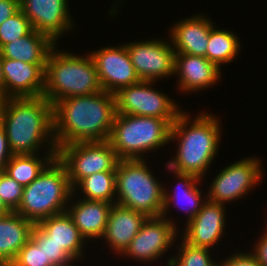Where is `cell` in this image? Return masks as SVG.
<instances>
[{"instance_id":"cell-1","label":"cell","mask_w":267,"mask_h":266,"mask_svg":"<svg viewBox=\"0 0 267 266\" xmlns=\"http://www.w3.org/2000/svg\"><path fill=\"white\" fill-rule=\"evenodd\" d=\"M116 114L115 95L103 90L54 103L53 133L57 150L72 143L108 140Z\"/></svg>"},{"instance_id":"cell-2","label":"cell","mask_w":267,"mask_h":266,"mask_svg":"<svg viewBox=\"0 0 267 266\" xmlns=\"http://www.w3.org/2000/svg\"><path fill=\"white\" fill-rule=\"evenodd\" d=\"M191 117L181 111L171 126L170 142L177 140L178 148L174 159L166 164L168 171L191 174L203 179L217 154L221 129L218 118L200 113L190 123Z\"/></svg>"},{"instance_id":"cell-3","label":"cell","mask_w":267,"mask_h":266,"mask_svg":"<svg viewBox=\"0 0 267 266\" xmlns=\"http://www.w3.org/2000/svg\"><path fill=\"white\" fill-rule=\"evenodd\" d=\"M0 125L13 155L37 154L45 142L48 151H57L53 105L43 96L8 98Z\"/></svg>"},{"instance_id":"cell-4","label":"cell","mask_w":267,"mask_h":266,"mask_svg":"<svg viewBox=\"0 0 267 266\" xmlns=\"http://www.w3.org/2000/svg\"><path fill=\"white\" fill-rule=\"evenodd\" d=\"M56 47L51 49L47 58L43 97L53 105L62 99L102 91L90 54L85 57L63 51L60 53L56 52Z\"/></svg>"},{"instance_id":"cell-5","label":"cell","mask_w":267,"mask_h":266,"mask_svg":"<svg viewBox=\"0 0 267 266\" xmlns=\"http://www.w3.org/2000/svg\"><path fill=\"white\" fill-rule=\"evenodd\" d=\"M73 196L66 167L56 156L35 180L23 187L22 200L15 212L36 224L65 212Z\"/></svg>"},{"instance_id":"cell-6","label":"cell","mask_w":267,"mask_h":266,"mask_svg":"<svg viewBox=\"0 0 267 266\" xmlns=\"http://www.w3.org/2000/svg\"><path fill=\"white\" fill-rule=\"evenodd\" d=\"M171 126L165 119L117 113L108 141L120 160L145 159L144 153L170 143Z\"/></svg>"},{"instance_id":"cell-7","label":"cell","mask_w":267,"mask_h":266,"mask_svg":"<svg viewBox=\"0 0 267 266\" xmlns=\"http://www.w3.org/2000/svg\"><path fill=\"white\" fill-rule=\"evenodd\" d=\"M146 159L120 160L116 168V203L158 217L163 211L164 185L158 182Z\"/></svg>"},{"instance_id":"cell-8","label":"cell","mask_w":267,"mask_h":266,"mask_svg":"<svg viewBox=\"0 0 267 266\" xmlns=\"http://www.w3.org/2000/svg\"><path fill=\"white\" fill-rule=\"evenodd\" d=\"M67 170L71 187L97 172L116 171L120 161L108 140L67 144L57 150Z\"/></svg>"},{"instance_id":"cell-9","label":"cell","mask_w":267,"mask_h":266,"mask_svg":"<svg viewBox=\"0 0 267 266\" xmlns=\"http://www.w3.org/2000/svg\"><path fill=\"white\" fill-rule=\"evenodd\" d=\"M153 83V81H140L119 89L114 94L116 112L165 119L172 125L182 110L173 99L154 90Z\"/></svg>"},{"instance_id":"cell-10","label":"cell","mask_w":267,"mask_h":266,"mask_svg":"<svg viewBox=\"0 0 267 266\" xmlns=\"http://www.w3.org/2000/svg\"><path fill=\"white\" fill-rule=\"evenodd\" d=\"M260 161L251 157L228 165L213 178L208 194L204 197L219 204L243 198L263 178Z\"/></svg>"},{"instance_id":"cell-11","label":"cell","mask_w":267,"mask_h":266,"mask_svg":"<svg viewBox=\"0 0 267 266\" xmlns=\"http://www.w3.org/2000/svg\"><path fill=\"white\" fill-rule=\"evenodd\" d=\"M171 44V41L165 43L161 39L125 44L141 81L156 82L159 78L175 75V50Z\"/></svg>"},{"instance_id":"cell-12","label":"cell","mask_w":267,"mask_h":266,"mask_svg":"<svg viewBox=\"0 0 267 266\" xmlns=\"http://www.w3.org/2000/svg\"><path fill=\"white\" fill-rule=\"evenodd\" d=\"M162 216L148 217L139 232L121 254L144 262L155 261L166 252L178 235L175 223Z\"/></svg>"},{"instance_id":"cell-13","label":"cell","mask_w":267,"mask_h":266,"mask_svg":"<svg viewBox=\"0 0 267 266\" xmlns=\"http://www.w3.org/2000/svg\"><path fill=\"white\" fill-rule=\"evenodd\" d=\"M95 63L103 91L115 94L119 89L140 82L125 44L102 47L89 53Z\"/></svg>"},{"instance_id":"cell-14","label":"cell","mask_w":267,"mask_h":266,"mask_svg":"<svg viewBox=\"0 0 267 266\" xmlns=\"http://www.w3.org/2000/svg\"><path fill=\"white\" fill-rule=\"evenodd\" d=\"M20 9L34 30L46 34L55 43L74 27L67 0H20Z\"/></svg>"},{"instance_id":"cell-15","label":"cell","mask_w":267,"mask_h":266,"mask_svg":"<svg viewBox=\"0 0 267 266\" xmlns=\"http://www.w3.org/2000/svg\"><path fill=\"white\" fill-rule=\"evenodd\" d=\"M46 63H24L2 57L4 93L8 98L43 96Z\"/></svg>"},{"instance_id":"cell-16","label":"cell","mask_w":267,"mask_h":266,"mask_svg":"<svg viewBox=\"0 0 267 266\" xmlns=\"http://www.w3.org/2000/svg\"><path fill=\"white\" fill-rule=\"evenodd\" d=\"M225 209L224 204L206 200L197 215L186 223L181 239L195 247L210 249L217 245L225 231Z\"/></svg>"},{"instance_id":"cell-17","label":"cell","mask_w":267,"mask_h":266,"mask_svg":"<svg viewBox=\"0 0 267 266\" xmlns=\"http://www.w3.org/2000/svg\"><path fill=\"white\" fill-rule=\"evenodd\" d=\"M220 70L206 57L175 53V74L179 78L177 86L184 93L213 86L221 77Z\"/></svg>"},{"instance_id":"cell-18","label":"cell","mask_w":267,"mask_h":266,"mask_svg":"<svg viewBox=\"0 0 267 266\" xmlns=\"http://www.w3.org/2000/svg\"><path fill=\"white\" fill-rule=\"evenodd\" d=\"M203 15H194L178 21L169 32L175 53L206 57L209 32L213 21Z\"/></svg>"},{"instance_id":"cell-19","label":"cell","mask_w":267,"mask_h":266,"mask_svg":"<svg viewBox=\"0 0 267 266\" xmlns=\"http://www.w3.org/2000/svg\"><path fill=\"white\" fill-rule=\"evenodd\" d=\"M148 217L143 213L119 205H112L102 239L110 249L121 255L134 239Z\"/></svg>"},{"instance_id":"cell-20","label":"cell","mask_w":267,"mask_h":266,"mask_svg":"<svg viewBox=\"0 0 267 266\" xmlns=\"http://www.w3.org/2000/svg\"><path fill=\"white\" fill-rule=\"evenodd\" d=\"M113 203L105 201L80 199L67 207V212L86 240L102 238L106 229L108 216Z\"/></svg>"},{"instance_id":"cell-21","label":"cell","mask_w":267,"mask_h":266,"mask_svg":"<svg viewBox=\"0 0 267 266\" xmlns=\"http://www.w3.org/2000/svg\"><path fill=\"white\" fill-rule=\"evenodd\" d=\"M35 225L74 261L82 258L85 239L67 211L45 218Z\"/></svg>"},{"instance_id":"cell-22","label":"cell","mask_w":267,"mask_h":266,"mask_svg":"<svg viewBox=\"0 0 267 266\" xmlns=\"http://www.w3.org/2000/svg\"><path fill=\"white\" fill-rule=\"evenodd\" d=\"M34 225L16 212L0 216V265H10L31 238Z\"/></svg>"},{"instance_id":"cell-23","label":"cell","mask_w":267,"mask_h":266,"mask_svg":"<svg viewBox=\"0 0 267 266\" xmlns=\"http://www.w3.org/2000/svg\"><path fill=\"white\" fill-rule=\"evenodd\" d=\"M49 36L32 30L28 35L5 44L1 56L24 63H47L51 49L56 45Z\"/></svg>"},{"instance_id":"cell-24","label":"cell","mask_w":267,"mask_h":266,"mask_svg":"<svg viewBox=\"0 0 267 266\" xmlns=\"http://www.w3.org/2000/svg\"><path fill=\"white\" fill-rule=\"evenodd\" d=\"M175 173L177 179H179L178 183L181 185H176V190L172 191V193H168L166 191V188H164V194H163V211H162V217L167 218L166 214L167 211L170 209L171 205H176L178 208L185 209L187 207V222L192 220L197 213L201 210L202 205L206 202V200L203 201L202 199V193L201 190L198 189L197 183L200 182V178H197L194 175L191 174H183V173ZM183 188V189H182ZM179 189V190H178ZM175 204H172V203ZM183 202V203H182ZM185 204V205H183ZM187 204V206H186ZM180 205V206H179ZM182 205V206H181ZM185 206V207H184ZM184 207V208H183Z\"/></svg>"},{"instance_id":"cell-25","label":"cell","mask_w":267,"mask_h":266,"mask_svg":"<svg viewBox=\"0 0 267 266\" xmlns=\"http://www.w3.org/2000/svg\"><path fill=\"white\" fill-rule=\"evenodd\" d=\"M56 155L57 151H47L45 158L37 154L13 155L6 164L4 172L22 186H26L39 176Z\"/></svg>"},{"instance_id":"cell-26","label":"cell","mask_w":267,"mask_h":266,"mask_svg":"<svg viewBox=\"0 0 267 266\" xmlns=\"http://www.w3.org/2000/svg\"><path fill=\"white\" fill-rule=\"evenodd\" d=\"M215 28L217 27L213 25L209 32L206 58L221 69L222 64H228L237 58L241 43L234 32Z\"/></svg>"},{"instance_id":"cell-27","label":"cell","mask_w":267,"mask_h":266,"mask_svg":"<svg viewBox=\"0 0 267 266\" xmlns=\"http://www.w3.org/2000/svg\"><path fill=\"white\" fill-rule=\"evenodd\" d=\"M77 188V189H76ZM81 188V189H80ZM82 190L84 199L105 201L115 204L116 200V171L97 172L83 178L73 189Z\"/></svg>"},{"instance_id":"cell-28","label":"cell","mask_w":267,"mask_h":266,"mask_svg":"<svg viewBox=\"0 0 267 266\" xmlns=\"http://www.w3.org/2000/svg\"><path fill=\"white\" fill-rule=\"evenodd\" d=\"M181 244V245H180ZM177 256L169 257L174 266H218L219 262L212 260L210 249L195 247L182 239Z\"/></svg>"},{"instance_id":"cell-29","label":"cell","mask_w":267,"mask_h":266,"mask_svg":"<svg viewBox=\"0 0 267 266\" xmlns=\"http://www.w3.org/2000/svg\"><path fill=\"white\" fill-rule=\"evenodd\" d=\"M31 239L42 248L47 266H70L73 259L34 225Z\"/></svg>"},{"instance_id":"cell-30","label":"cell","mask_w":267,"mask_h":266,"mask_svg":"<svg viewBox=\"0 0 267 266\" xmlns=\"http://www.w3.org/2000/svg\"><path fill=\"white\" fill-rule=\"evenodd\" d=\"M33 30L21 9L0 25V49L7 43L28 35Z\"/></svg>"},{"instance_id":"cell-31","label":"cell","mask_w":267,"mask_h":266,"mask_svg":"<svg viewBox=\"0 0 267 266\" xmlns=\"http://www.w3.org/2000/svg\"><path fill=\"white\" fill-rule=\"evenodd\" d=\"M23 187L6 172H0V198L12 212H15L21 203Z\"/></svg>"},{"instance_id":"cell-32","label":"cell","mask_w":267,"mask_h":266,"mask_svg":"<svg viewBox=\"0 0 267 266\" xmlns=\"http://www.w3.org/2000/svg\"><path fill=\"white\" fill-rule=\"evenodd\" d=\"M10 266H47L42 248L30 238L17 253Z\"/></svg>"},{"instance_id":"cell-33","label":"cell","mask_w":267,"mask_h":266,"mask_svg":"<svg viewBox=\"0 0 267 266\" xmlns=\"http://www.w3.org/2000/svg\"><path fill=\"white\" fill-rule=\"evenodd\" d=\"M221 266H261L257 258L251 252H236L229 258L219 263Z\"/></svg>"},{"instance_id":"cell-34","label":"cell","mask_w":267,"mask_h":266,"mask_svg":"<svg viewBox=\"0 0 267 266\" xmlns=\"http://www.w3.org/2000/svg\"><path fill=\"white\" fill-rule=\"evenodd\" d=\"M13 156L5 129L0 125V172H4L6 164Z\"/></svg>"},{"instance_id":"cell-35","label":"cell","mask_w":267,"mask_h":266,"mask_svg":"<svg viewBox=\"0 0 267 266\" xmlns=\"http://www.w3.org/2000/svg\"><path fill=\"white\" fill-rule=\"evenodd\" d=\"M20 9V0H0V25Z\"/></svg>"},{"instance_id":"cell-36","label":"cell","mask_w":267,"mask_h":266,"mask_svg":"<svg viewBox=\"0 0 267 266\" xmlns=\"http://www.w3.org/2000/svg\"><path fill=\"white\" fill-rule=\"evenodd\" d=\"M253 255L257 258L261 266H267V228L260 240L254 245Z\"/></svg>"},{"instance_id":"cell-37","label":"cell","mask_w":267,"mask_h":266,"mask_svg":"<svg viewBox=\"0 0 267 266\" xmlns=\"http://www.w3.org/2000/svg\"><path fill=\"white\" fill-rule=\"evenodd\" d=\"M8 97L5 93L0 92V124L3 117L4 107L7 102Z\"/></svg>"},{"instance_id":"cell-38","label":"cell","mask_w":267,"mask_h":266,"mask_svg":"<svg viewBox=\"0 0 267 266\" xmlns=\"http://www.w3.org/2000/svg\"><path fill=\"white\" fill-rule=\"evenodd\" d=\"M0 92L4 93V77H3V71H2V56L0 53Z\"/></svg>"},{"instance_id":"cell-39","label":"cell","mask_w":267,"mask_h":266,"mask_svg":"<svg viewBox=\"0 0 267 266\" xmlns=\"http://www.w3.org/2000/svg\"><path fill=\"white\" fill-rule=\"evenodd\" d=\"M11 211L6 207V205L3 203V201L0 198V216H4Z\"/></svg>"},{"instance_id":"cell-40","label":"cell","mask_w":267,"mask_h":266,"mask_svg":"<svg viewBox=\"0 0 267 266\" xmlns=\"http://www.w3.org/2000/svg\"><path fill=\"white\" fill-rule=\"evenodd\" d=\"M167 266H174L173 263L171 261L167 262Z\"/></svg>"}]
</instances>
